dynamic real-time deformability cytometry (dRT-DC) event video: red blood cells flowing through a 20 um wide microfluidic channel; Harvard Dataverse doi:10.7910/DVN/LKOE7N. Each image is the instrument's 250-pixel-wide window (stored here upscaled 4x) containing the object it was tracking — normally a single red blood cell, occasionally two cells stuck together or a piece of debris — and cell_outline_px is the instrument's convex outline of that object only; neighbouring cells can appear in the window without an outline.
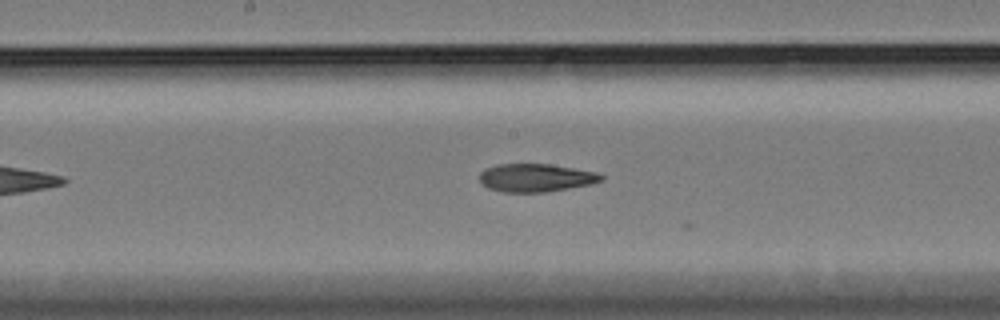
{"species": "Egyptian fruit bat (a non-hibernating species)", "species_latin": "Rousettus aegyptiacus", "temperature_condition": "cold", "stored_images_in_passage": 18, "camera_frame_rate_fps": 3000, "um_per_image_px": 0.085, "animal": {"sex": "female"}, "frame": {"image": 1, "passage_image": 16, "time_ms": 5.0, "image_size_px": [1000, 320], "cell_outline_px": [[604, 180], [588, 184], [568, 188], [544, 192], [504, 192], [488, 188], [480, 180], [480, 172], [484, 168], [496, 164], [548, 164], [576, 168], [600, 172], [604, 176]], "centroid_in_image_um": [45.56, 15.09], "position_along_channel_um": 202.6, "area_um2": 19.94}}